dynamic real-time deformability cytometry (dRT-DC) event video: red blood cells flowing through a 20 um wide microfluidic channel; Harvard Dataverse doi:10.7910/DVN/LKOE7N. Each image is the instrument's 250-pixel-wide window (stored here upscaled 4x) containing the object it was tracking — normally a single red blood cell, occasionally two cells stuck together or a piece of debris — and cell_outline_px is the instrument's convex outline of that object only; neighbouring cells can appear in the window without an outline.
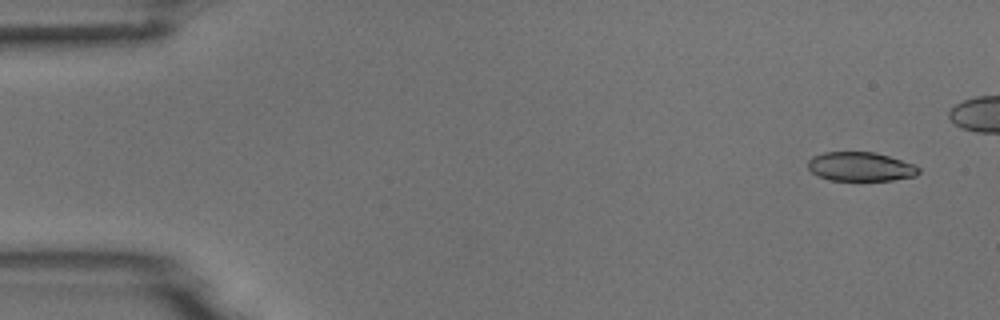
{"species": "common noctule bat (a hibernating species)", "species_latin": "Nyctalus noctula", "temperature_condition": "room temperature", "stored_images_in_passage": 10, "camera_frame_rate_fps": 3000, "um_per_image_px": 0.085, "animal": {"sex": "male", "body_mass_g": 18.8}, "frame": {"image": 1, "passage_image": 1, "time_ms": 0.0, "image_size_px": [1000, 320], "cell_outline_px": [[920, 172], [916, 176], [892, 180], [828, 180], [812, 172], [808, 168], [808, 160], [812, 156], [824, 152], [872, 152], [888, 156], [916, 164], [920, 168]], "centroid_in_image_um": [73.16, 14.16], "position_along_channel_um": 11.8, "area_um2": 18.79}}
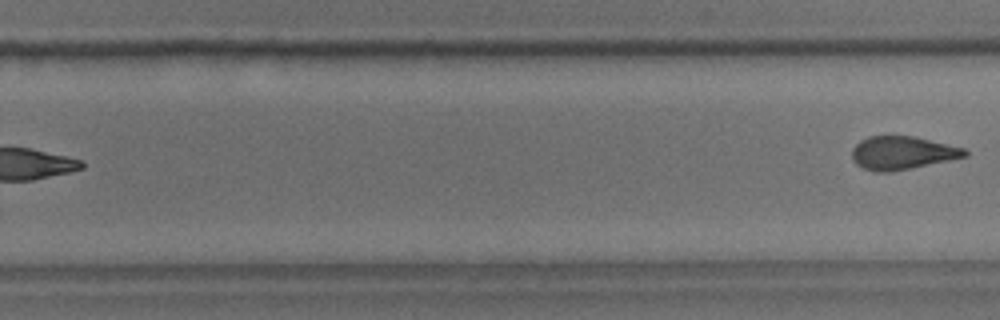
{"frame": {"image": 2, "passage_image": 10, "time_ms": 11.333, "image_size_px": [1000, 320], "cell_outline_px": [[968, 156], [892, 172], [876, 172], [864, 168], [856, 164], [852, 160], [852, 148], [860, 140], [868, 136], [912, 136], [948, 144], [964, 148], [968, 152]], "centroid_in_image_um": [76.67, 13.0], "position_along_channel_um": 253.1, "area_um2": 21.79}}